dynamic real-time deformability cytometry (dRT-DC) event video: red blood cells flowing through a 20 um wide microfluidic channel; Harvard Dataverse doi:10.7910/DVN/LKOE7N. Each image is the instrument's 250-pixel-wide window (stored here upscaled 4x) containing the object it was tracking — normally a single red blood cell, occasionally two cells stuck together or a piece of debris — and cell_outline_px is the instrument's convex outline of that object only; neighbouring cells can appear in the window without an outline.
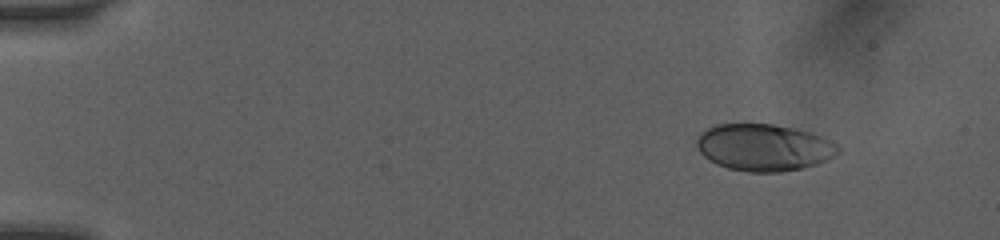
{"species": "human", "species_latin": "Homo sapiens", "temperature_condition": "room temperature", "stored_images_in_passage": 6, "camera_frame_rate_fps": 3000, "um_per_image_px": 0.085, "donor": {"sex": "female"}, "frame": {"image": 1, "passage_image": 1, "time_ms": 0.0, "image_size_px": [1000, 240], "cell_outline_px": [[840, 152], [836, 156], [816, 164], [804, 168], [780, 172], [748, 172], [728, 168], [716, 164], [704, 156], [700, 152], [696, 144], [696, 140], [700, 132], [716, 124], [772, 124], [796, 128], [812, 132], [836, 144], [840, 148]], "centroid_in_image_um": [64.94, 12.53], "position_along_channel_um": 20.1, "area_um2": 38.84}}
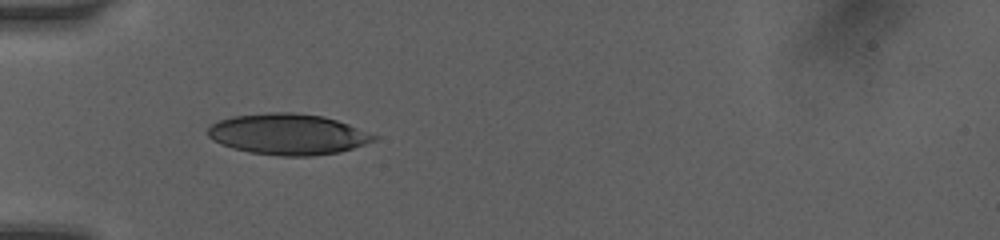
{"frame": {"image": 2, "passage_image": 5, "time_ms": 3.667, "image_size_px": [1000, 240], "cell_outline_px": [[380, 136], [376, 140], [340, 152], [312, 156], [280, 156], [248, 152], [232, 148], [220, 144], [212, 140], [204, 132], [212, 124], [220, 120], [232, 116], [268, 112], [296, 112], [324, 116], [348, 124]], "centroid_in_image_um": [24.46, 11.41], "position_along_channel_um": 60.5, "area_um2": 39.94}}
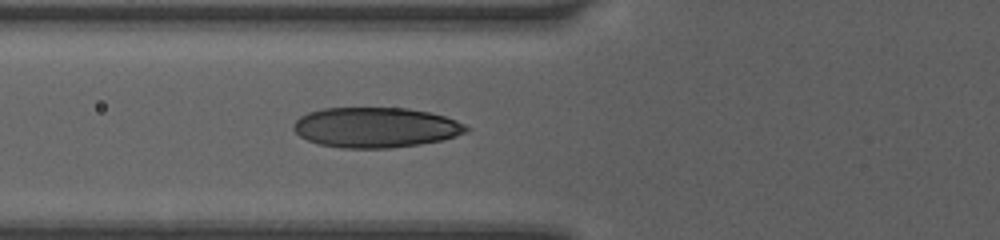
{"frame": {"image": 3, "passage_image": 6, "time_ms": 4.667, "image_size_px": [1000, 240], "cell_outline_px": [[472, 128], [468, 132], [444, 140], [420, 144], [392, 148], [340, 148], [320, 144], [308, 140], [300, 136], [292, 128], [292, 124], [300, 116], [308, 112], [324, 108], [408, 108], [428, 112], [444, 116], [456, 120]], "centroid_in_image_um": [31.95, 10.83], "position_along_channel_um": 93.9, "area_um2": 40.69}}